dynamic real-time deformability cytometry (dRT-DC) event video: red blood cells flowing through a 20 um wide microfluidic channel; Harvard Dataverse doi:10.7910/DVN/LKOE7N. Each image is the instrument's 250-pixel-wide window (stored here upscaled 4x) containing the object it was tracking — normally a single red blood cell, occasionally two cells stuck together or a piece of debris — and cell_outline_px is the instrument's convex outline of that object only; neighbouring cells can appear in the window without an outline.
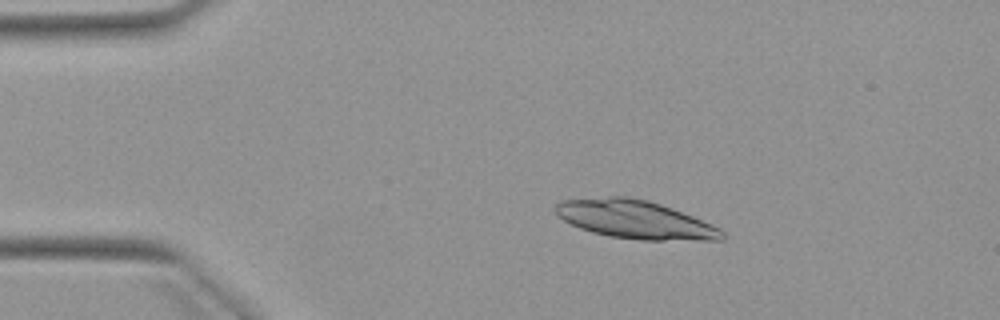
{"species": "Egyptian fruit bat (a non-hibernating species)", "species_latin": "Rousettus aegyptiacus", "temperature_condition": "warm", "stored_images_in_passage": 3, "camera_frame_rate_fps": 3000, "um_per_image_px": 0.085, "animal": {"sex": "female"}, "frame": {"image": 1, "passage_image": 1, "time_ms": 0.0, "image_size_px": [1000, 320], "cell_outline_px": [[724, 240], [640, 240], [608, 236], [592, 232], [580, 228], [564, 220], [556, 212], [556, 204], [560, 200], [608, 196], [628, 196], [648, 200], [672, 208], [712, 224], [720, 228], [724, 232]], "centroid_in_image_um": [53.99, 18.66], "position_along_channel_um": 31.0, "area_um2": 37.11}}